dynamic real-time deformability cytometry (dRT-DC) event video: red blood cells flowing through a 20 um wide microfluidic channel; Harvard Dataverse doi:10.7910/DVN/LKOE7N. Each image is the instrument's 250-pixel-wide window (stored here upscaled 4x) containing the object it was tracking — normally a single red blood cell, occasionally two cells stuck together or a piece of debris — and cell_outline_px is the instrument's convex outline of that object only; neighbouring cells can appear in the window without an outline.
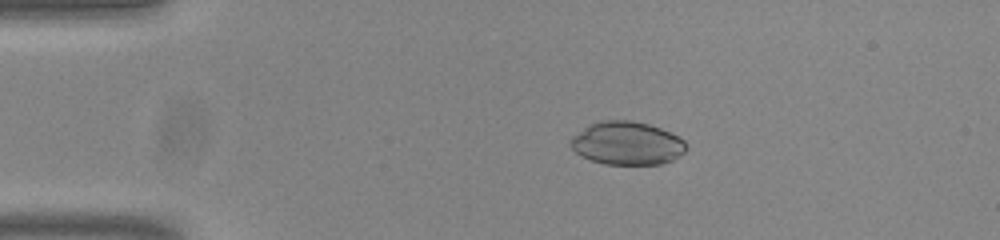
{"species": "common noctule bat (a hibernating species)", "species_latin": "Nyctalus noctula", "temperature_condition": "room temperature", "stored_images_in_passage": 54, "camera_frame_rate_fps": 3000, "um_per_image_px": 0.085, "animal": {"sex": "male", "body_mass_g": 20.0, "forearm_length_mm": 53.3}, "frame": {"image": 1, "passage_image": 11, "time_ms": 3.333, "image_size_px": [1000, 240], "cell_outline_px": [[688, 148], [684, 152], [672, 160], [660, 164], [604, 164], [580, 156], [572, 148], [568, 140], [572, 136], [584, 128], [592, 124], [604, 120], [632, 120], [648, 124], [660, 128], [684, 140]], "centroid_in_image_um": [53.28, 12.18], "position_along_channel_um": 31.7, "area_um2": 28.96}}
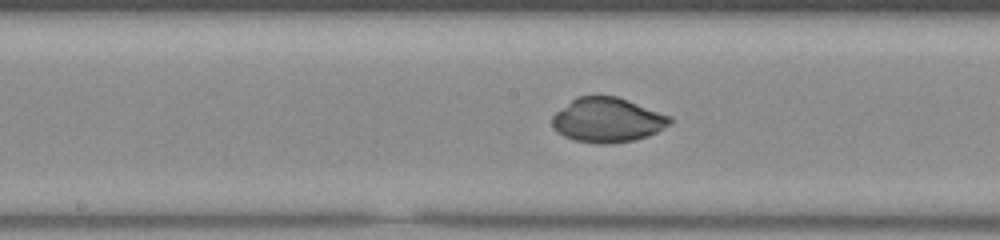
{"frame": {"image": 2, "passage_image": 28, "time_ms": 9.0, "image_size_px": [1000, 240], "cell_outline_px": [[672, 124], [648, 136], [632, 140], [608, 144], [600, 144], [572, 140], [556, 132], [552, 124], [552, 116], [556, 112], [576, 96], [616, 96], [628, 100], [672, 116]], "centroid_in_image_um": [51.64, 10.2], "position_along_channel_um": 196.6, "area_um2": 30.69}}
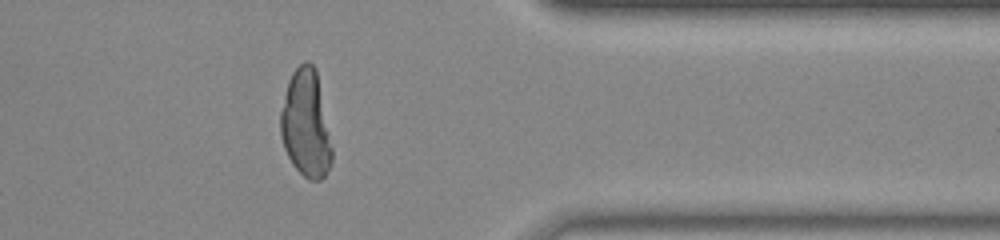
{"frame": {"image": 3, "passage_image": 44, "time_ms": 14.333, "image_size_px": [1000, 240], "cell_outline_px": [[332, 164], [324, 176], [320, 180], [308, 180], [292, 164], [284, 148], [280, 136], [280, 112], [288, 80], [292, 72], [304, 60], [308, 60], [316, 68], [332, 148]], "centroid_in_image_um": [25.99, 10.53], "position_along_channel_um": 385.4, "area_um2": 32.19}}